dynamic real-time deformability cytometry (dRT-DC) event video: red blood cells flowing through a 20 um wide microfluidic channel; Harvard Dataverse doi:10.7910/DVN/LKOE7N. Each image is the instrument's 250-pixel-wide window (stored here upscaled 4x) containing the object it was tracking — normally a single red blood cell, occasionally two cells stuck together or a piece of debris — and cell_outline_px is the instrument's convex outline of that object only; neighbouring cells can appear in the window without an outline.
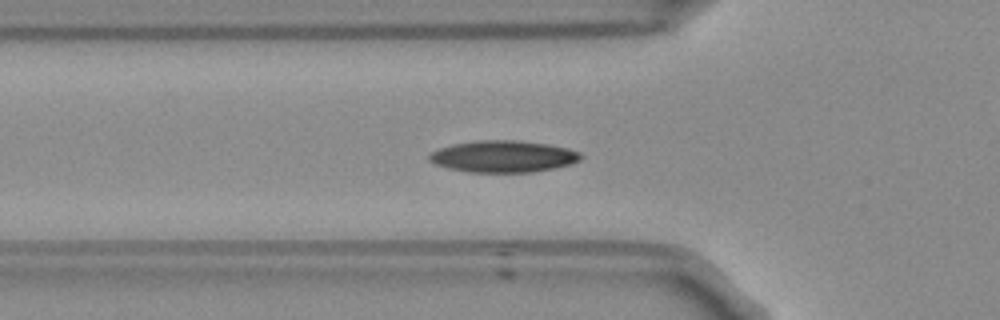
{"species": "Egyptian fruit bat (a non-hibernating species)", "species_latin": "Rousettus aegyptiacus", "temperature_condition": "room temperature", "stored_images_in_passage": 40, "camera_frame_rate_fps": 3000, "um_per_image_px": 0.085, "frame": {"image": 1, "passage_image": 7, "time_ms": 2.0, "image_size_px": [1000, 320], "cell_outline_px": [[584, 156], [580, 160], [572, 164], [532, 172], [468, 172], [448, 168], [436, 164], [428, 160], [428, 156], [432, 152], [440, 148], [452, 144], [480, 140], [516, 140], [548, 144], [568, 148], [580, 152]], "centroid_in_image_um": [42.8, 13.29], "position_along_channel_um": 83.0, "area_um2": 28.03}}
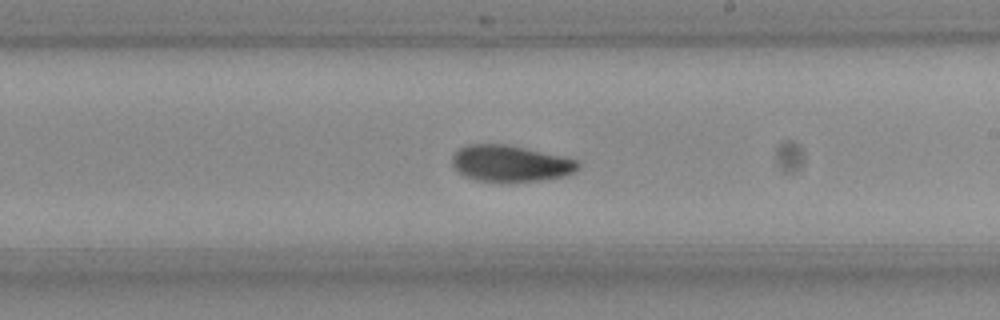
{"frame": {"image": 2, "passage_image": 20, "time_ms": 6.333, "image_size_px": [1000, 320], "cell_outline_px": [[580, 168], [576, 172], [564, 176], [544, 180], [476, 180], [464, 176], [456, 172], [452, 164], [452, 156], [460, 148], [468, 144], [504, 144], [524, 148], [576, 160], [580, 164]], "centroid_in_image_um": [43.36, 13.89], "position_along_channel_um": 245.6, "area_um2": 26.18}}
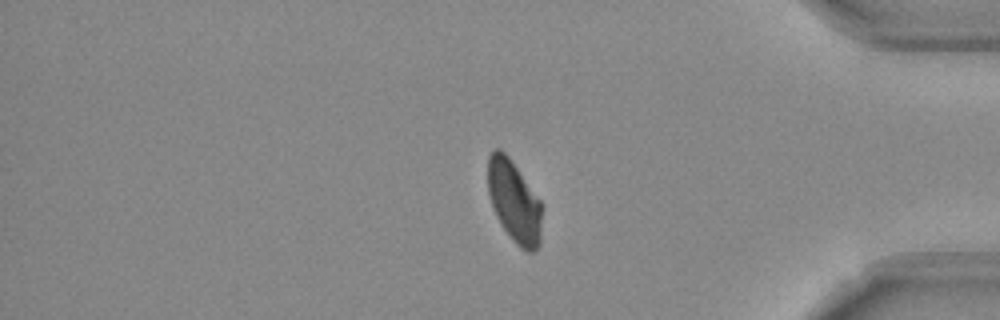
{"frame": {"image": 3, "passage_image": 34, "time_ms": 11.0, "image_size_px": [1000, 320], "cell_outline_px": [[540, 244], [532, 252], [528, 252], [520, 248], [512, 240], [496, 216], [488, 192], [488, 156], [496, 148], [500, 148], [508, 156], [540, 200]], "centroid_in_image_um": [43.68, 17.12], "position_along_channel_um": 391.5, "area_um2": 25.32}, "authors_computed_cell_mechanics": {"area_um2": 26.6169, "velocity_mm_per_s": 3.7327, "shape_relaxation_time_tau1_ms": 6.602, "shape_relaxation_time_tau2_ms": 5.5983, "deformation_change_tau1": 0.1595, "deformation_change_tau2": 0.0877}}